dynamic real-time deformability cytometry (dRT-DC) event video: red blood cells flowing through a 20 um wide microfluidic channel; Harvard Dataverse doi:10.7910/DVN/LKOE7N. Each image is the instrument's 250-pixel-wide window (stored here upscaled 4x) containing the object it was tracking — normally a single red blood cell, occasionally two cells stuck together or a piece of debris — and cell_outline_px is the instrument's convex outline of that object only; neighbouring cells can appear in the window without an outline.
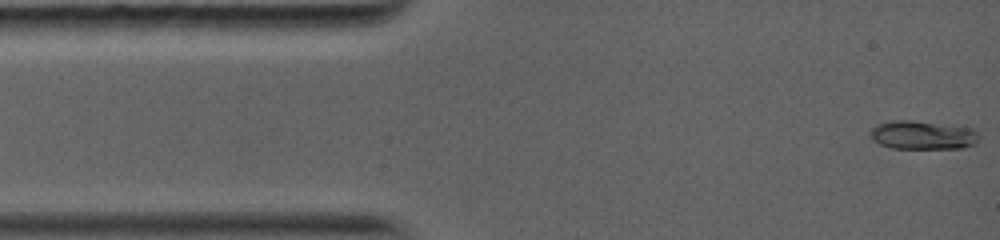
{"species": "common noctule bat (a hibernating species)", "species_latin": "Nyctalus noctula", "temperature_condition": "warm", "stored_images_in_passage": 9, "camera_frame_rate_fps": 5000, "um_per_image_px": 0.085, "animal": {"sex": "female", "body_mass_g": 19.0, "forearm_length_mm": 56.7}, "frame": {"image": 1, "passage_image": 1, "time_ms": 0.0, "image_size_px": [1000, 240], "cell_outline_px": [[976, 140], [972, 144], [960, 148], [892, 148], [880, 144], [872, 140], [868, 132], [876, 124], [892, 120], [912, 120], [972, 128], [976, 132]], "centroid_in_image_um": [78.32, 11.47], "position_along_channel_um": 6.7, "area_um2": 17.92}}